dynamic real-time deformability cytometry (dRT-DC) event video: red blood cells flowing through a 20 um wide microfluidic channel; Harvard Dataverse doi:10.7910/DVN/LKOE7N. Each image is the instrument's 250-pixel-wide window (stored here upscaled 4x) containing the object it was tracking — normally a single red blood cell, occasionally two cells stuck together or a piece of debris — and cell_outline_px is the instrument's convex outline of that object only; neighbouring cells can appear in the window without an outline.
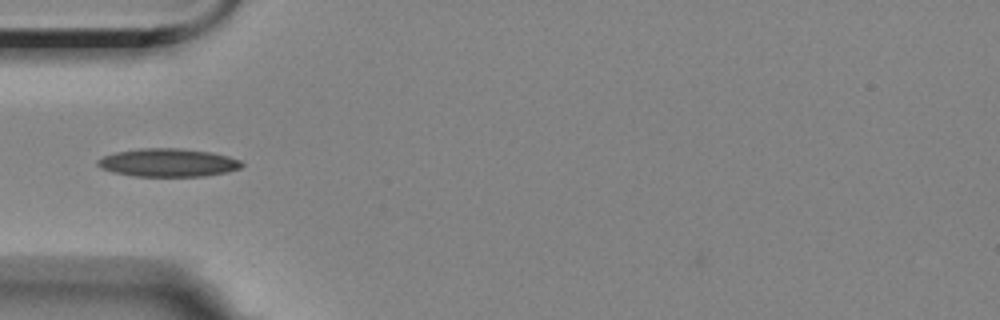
{"species": "Egyptian fruit bat (a non-hibernating species)", "species_latin": "Rousettus aegyptiacus", "temperature_condition": "room temperature", "stored_images_in_passage": 39, "camera_frame_rate_fps": 3000, "um_per_image_px": 0.085, "animal": {"sex": "female"}, "frame": {"image": 1, "passage_image": 1, "time_ms": 0.0, "image_size_px": [1000, 320], "cell_outline_px": [[244, 164], [240, 168], [228, 172], [204, 176], [132, 176], [100, 168], [96, 164], [96, 160], [104, 156], [116, 152], [140, 148], [180, 148], [212, 152], [228, 156], [240, 160]], "centroid_in_image_um": [14.3, 13.82], "position_along_channel_um": 70.7, "area_um2": 23.7}}
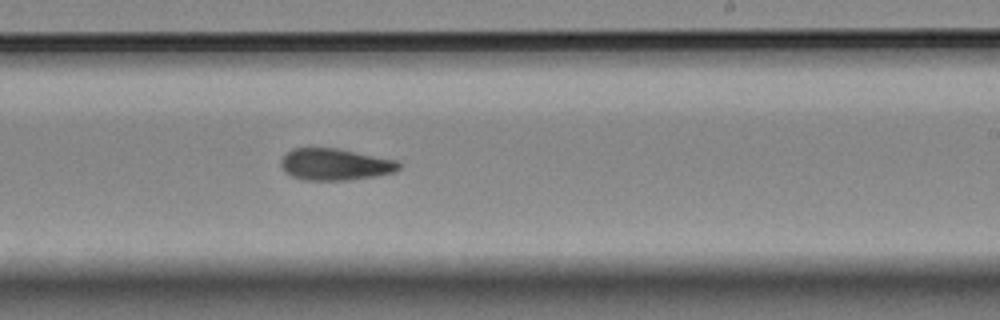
{"frame": {"image": 2, "passage_image": 17, "time_ms": 5.333, "image_size_px": [1000, 320], "cell_outline_px": [[400, 168], [396, 172], [376, 176], [348, 180], [304, 180], [292, 176], [284, 172], [280, 164], [280, 160], [292, 148], [336, 148], [396, 160], [400, 164]], "centroid_in_image_um": [28.47, 13.98], "position_along_channel_um": 260.5, "area_um2": 21.79}}
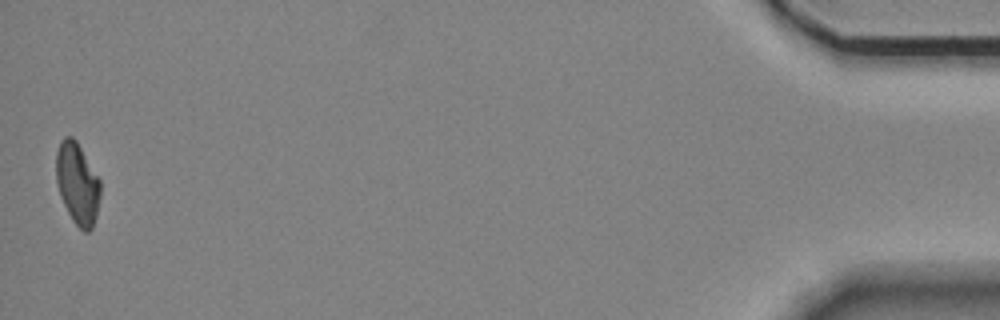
{"frame": {"image": 3, "passage_image": 39, "time_ms": 12.667, "image_size_px": [1000, 320], "cell_outline_px": [[100, 196], [96, 216], [92, 228], [88, 232], [84, 232], [72, 220], [60, 196], [56, 180], [56, 152], [60, 140], [64, 136], [72, 136], [76, 140], [100, 180]], "centroid_in_image_um": [6.57, 15.59], "position_along_channel_um": 428.6, "area_um2": 20.98}, "authors_computed_cell_mechanics": {"area_um2": 21.7906, "velocity_mm_per_s": 3.5447, "shape_relaxation_time_tau1_ms": null, "shape_relaxation_time_tau2_ms": 6.3978, "deformation_change_tau1": null, "deformation_change_tau2": 0.128}}